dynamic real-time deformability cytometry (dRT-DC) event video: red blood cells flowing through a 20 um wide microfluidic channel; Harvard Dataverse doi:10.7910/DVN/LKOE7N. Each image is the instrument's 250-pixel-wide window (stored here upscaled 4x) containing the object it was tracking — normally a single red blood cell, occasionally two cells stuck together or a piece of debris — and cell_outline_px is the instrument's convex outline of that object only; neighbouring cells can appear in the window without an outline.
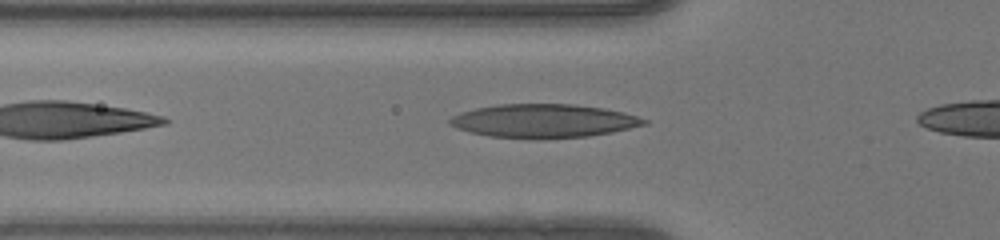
{"species": "human", "species_latin": "Homo sapiens", "temperature_condition": "warm", "stored_images_in_passage": 28, "camera_frame_rate_fps": 3000, "um_per_image_px": 0.085, "donor": {"sex": "female"}, "frame": {"image": 1, "passage_image": 2, "time_ms": 0.333, "image_size_px": [1000, 240], "cell_outline_px": [[648, 124], [612, 132], [588, 136], [536, 140], [488, 136], [456, 128], [448, 124], [448, 120], [452, 116], [460, 112], [476, 108], [496, 104], [576, 104], [604, 108], [624, 112], [648, 120]], "centroid_in_image_um": [46.19, 10.28], "position_along_channel_um": 79.6, "area_um2": 38.44}}
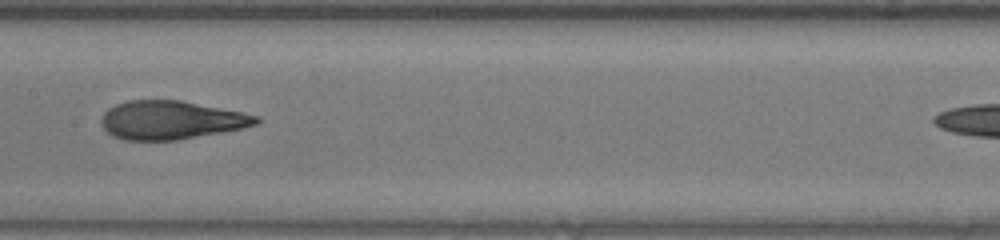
{"frame": {"image": 2, "passage_image": 10, "time_ms": 3.0, "image_size_px": [1000, 240], "cell_outline_px": [[260, 124], [244, 128], [176, 140], [124, 140], [112, 136], [104, 128], [100, 120], [104, 112], [108, 108], [116, 104], [128, 100], [180, 100], [260, 116]], "centroid_in_image_um": [14.53, 10.21], "position_along_channel_um": 192.9, "area_um2": 34.68}}
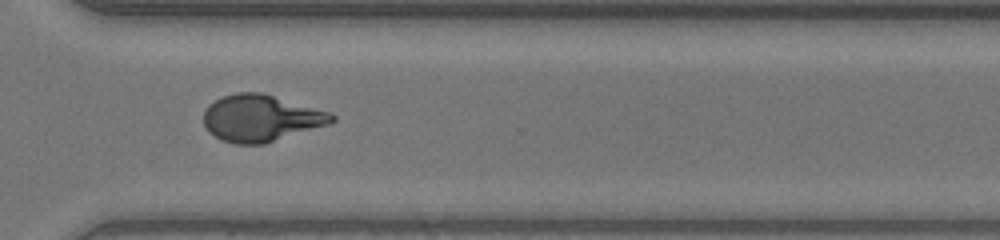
{"frame": {"image": 3, "passage_image": 21, "time_ms": 6.667, "image_size_px": [1000, 240], "cell_outline_px": [[336, 120], [328, 124], [264, 144], [236, 144], [220, 140], [208, 132], [204, 124], [204, 112], [208, 104], [224, 96], [236, 92], [260, 92], [328, 112], [336, 116]], "centroid_in_image_um": [22.13, 10.05], "position_along_channel_um": 348.5, "area_um2": 34.56}, "authors_computed_cell_mechanics": {"area_um2": 35.1135, "velocity_mm_per_s": 4.2332, "shape_relaxation_time_tau1_ms": 8.8793, "shape_relaxation_time_tau2_ms": 1.0487, "deformation_change_tau1": 0.3752, "deformation_change_tau2": 0.0878}}